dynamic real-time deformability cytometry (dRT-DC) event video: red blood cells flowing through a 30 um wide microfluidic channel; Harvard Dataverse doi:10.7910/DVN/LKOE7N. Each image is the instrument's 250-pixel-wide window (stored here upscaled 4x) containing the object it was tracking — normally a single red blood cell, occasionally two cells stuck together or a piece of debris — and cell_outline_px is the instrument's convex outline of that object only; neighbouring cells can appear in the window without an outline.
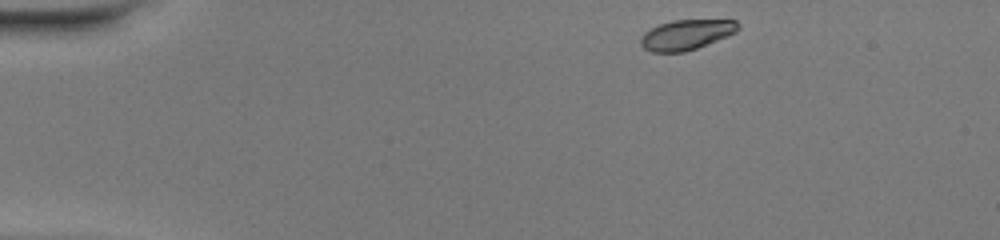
{"species": "common noctule bat (a hibernating species)", "species_latin": "Nyctalus noctula", "temperature_condition": "warm", "stored_images_in_passage": 43, "camera_frame_rate_fps": 3000, "um_per_image_px": 0.085, "animal": {"sex": "female", "body_mass_g": 20.0, "forearm_length_mm": 54.0}, "frame": {"image": 1, "passage_image": 1, "time_ms": 0.0, "image_size_px": [1000, 240], "cell_outline_px": [[740, 28], [736, 32], [728, 36], [696, 48], [684, 52], [652, 52], [644, 48], [640, 44], [640, 36], [644, 32], [660, 24], [672, 20], [736, 20], [740, 24]], "centroid_in_image_um": [58.34, 2.95], "position_along_channel_um": 26.7, "area_um2": 17.11}}
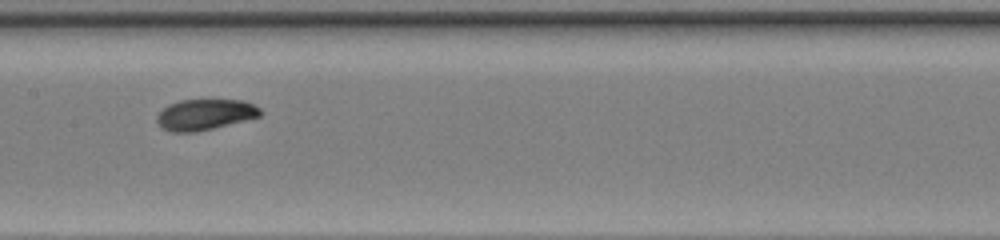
{"frame": {"image": 2, "passage_image": 19, "time_ms": 6.0, "image_size_px": [1000, 240], "cell_outline_px": [[260, 116], [196, 132], [172, 132], [160, 128], [156, 120], [156, 116], [168, 104], [180, 100], [244, 100], [260, 108]], "centroid_in_image_um": [17.36, 9.74], "position_along_channel_um": 190.0, "area_um2": 18.44}}
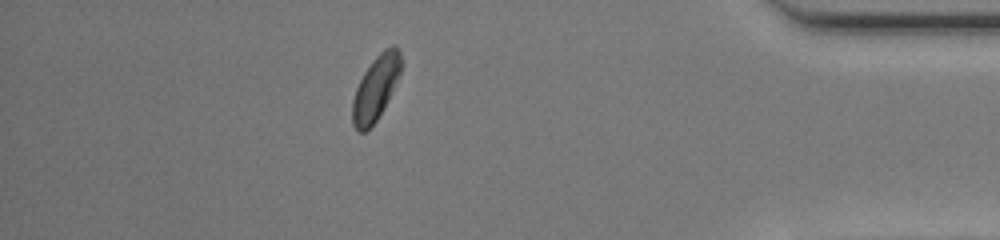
{"frame": {"image": 3, "passage_image": 37, "time_ms": 12.0, "image_size_px": [1000, 240], "cell_outline_px": [[400, 72], [384, 108], [376, 120], [364, 132], [356, 132], [352, 124], [352, 100], [356, 88], [364, 72], [372, 60], [384, 48], [392, 44], [396, 44], [400, 52]], "centroid_in_image_um": [31.91, 7.47], "position_along_channel_um": 403.3, "area_um2": 18.09}, "authors_computed_cell_mechanics": {"area_um2": 18.3804, "velocity_mm_per_s": 4.1704, "shape_relaxation_time_tau1_ms": 2.6141, "shape_relaxation_time_tau2_ms": 1.6993, "deformation_change_tau1": 0.1338, "deformation_change_tau2": 0.0525}}